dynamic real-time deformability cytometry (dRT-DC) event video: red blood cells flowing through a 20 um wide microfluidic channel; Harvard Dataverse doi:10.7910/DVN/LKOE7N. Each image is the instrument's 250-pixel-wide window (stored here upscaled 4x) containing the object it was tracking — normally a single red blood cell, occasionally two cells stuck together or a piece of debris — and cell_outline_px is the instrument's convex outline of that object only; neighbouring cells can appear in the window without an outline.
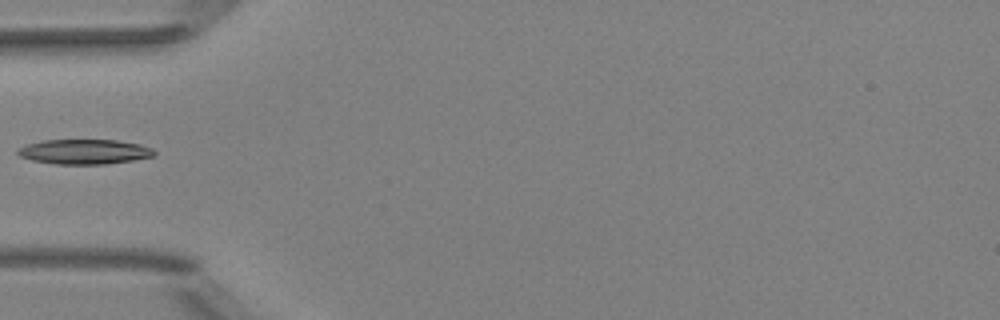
{"species": "Egyptian fruit bat (a non-hibernating species)", "species_latin": "Rousettus aegyptiacus", "temperature_condition": "room temperature", "stored_images_in_passage": 35, "camera_frame_rate_fps": 3000, "um_per_image_px": 0.085, "animal": {"sex": "female"}, "frame": {"image": 1, "passage_image": 1, "time_ms": 0.0, "image_size_px": [1000, 320], "cell_outline_px": [[156, 156], [132, 160], [104, 164], [56, 164], [32, 160], [20, 156], [16, 152], [20, 148], [28, 144], [44, 140], [116, 140], [140, 144], [152, 148], [156, 152]], "centroid_in_image_um": [7.21, 12.89], "position_along_channel_um": 77.8, "area_um2": 19.65}}
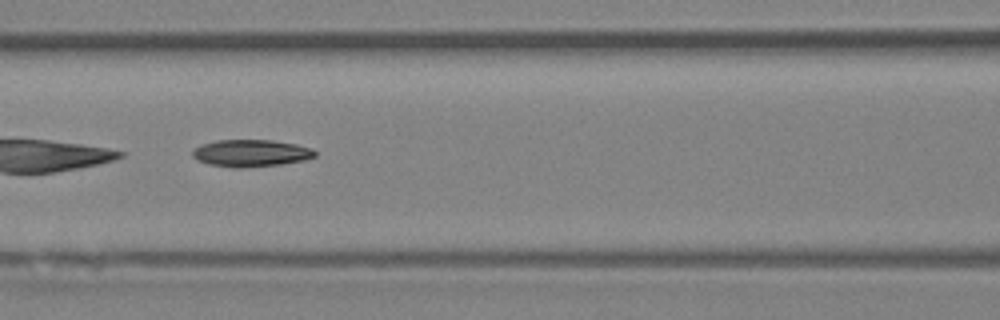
{"frame": {"image": 2, "passage_image": 6, "time_ms": 1.667, "image_size_px": [1000, 320], "cell_outline_px": [[316, 156], [304, 160], [280, 164], [240, 168], [236, 168], [208, 164], [196, 160], [192, 156], [192, 152], [200, 144], [216, 140], [272, 140], [296, 144], [312, 148], [316, 152]], "centroid_in_image_um": [21.31, 13.01], "position_along_channel_um": 145.3, "area_um2": 19.36}}